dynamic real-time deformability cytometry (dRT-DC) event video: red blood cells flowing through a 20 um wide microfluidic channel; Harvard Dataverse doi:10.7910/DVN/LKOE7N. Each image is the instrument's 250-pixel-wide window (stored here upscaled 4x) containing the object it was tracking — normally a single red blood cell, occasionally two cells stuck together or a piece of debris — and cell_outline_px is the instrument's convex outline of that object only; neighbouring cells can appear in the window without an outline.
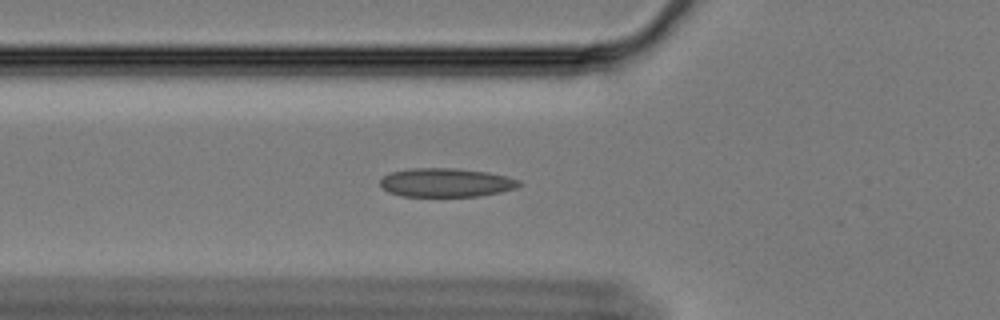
{"species": "Egyptian fruit bat (a non-hibernating species)", "species_latin": "Rousettus aegyptiacus", "temperature_condition": "cold", "stored_images_in_passage": 59, "camera_frame_rate_fps": 3000, "um_per_image_px": 0.085, "animal": {"sex": "female"}, "frame": {"image": 1, "passage_image": 20, "time_ms": 6.333, "image_size_px": [1000, 320], "cell_outline_px": [[524, 184], [516, 188], [500, 192], [480, 196], [400, 196], [388, 192], [380, 184], [380, 180], [384, 176], [392, 172], [412, 168], [456, 168], [488, 172], [520, 180]], "centroid_in_image_um": [37.94, 15.52], "position_along_channel_um": 87.9, "area_um2": 23.29}}
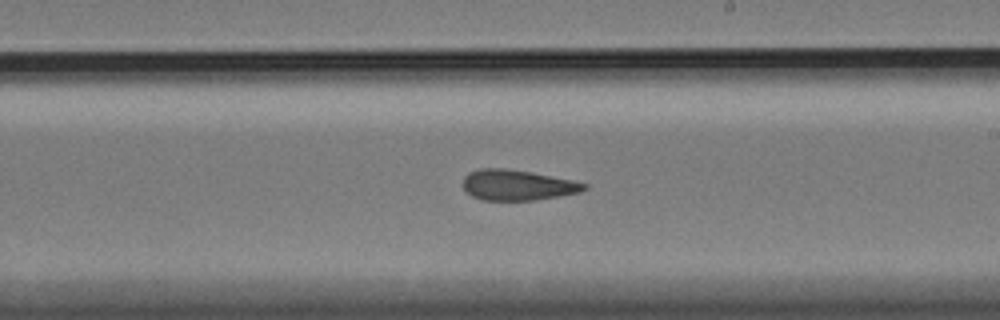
{"frame": {"image": 2, "passage_image": 34, "time_ms": 11.0, "image_size_px": [1000, 320], "cell_outline_px": [[588, 188], [580, 192], [536, 200], [484, 200], [472, 196], [464, 188], [464, 176], [468, 172], [480, 168], [504, 168], [532, 172], [572, 180], [588, 184]], "centroid_in_image_um": [43.99, 15.72], "position_along_channel_um": 245.0, "area_um2": 21.5}}
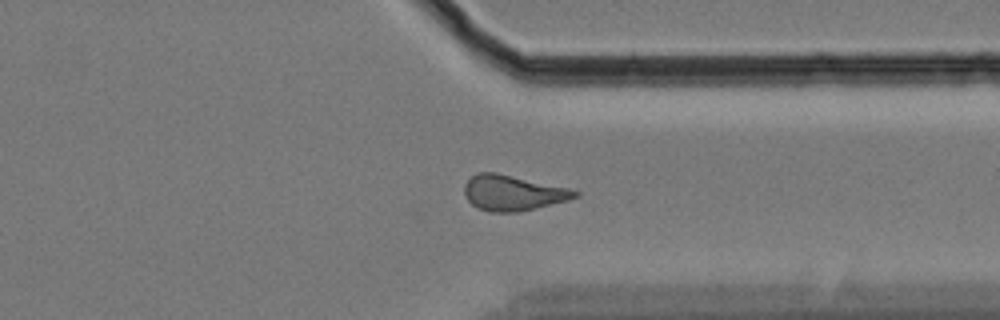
{"frame": {"image": 3, "passage_image": 45, "time_ms": 14.667, "image_size_px": [1000, 320], "cell_outline_px": [[580, 196], [568, 200], [520, 212], [488, 212], [476, 208], [468, 200], [464, 192], [464, 184], [476, 172], [496, 172], [568, 188], [580, 192]], "centroid_in_image_um": [43.57, 16.4], "position_along_channel_um": 367.8, "area_um2": 22.89}, "authors_computed_cell_mechanics": {"area_um2": 22.4264, "velocity_mm_per_s": 3.3515, "shape_relaxation_time_tau1_ms": null, "shape_relaxation_time_tau2_ms": 3.7994, "deformation_change_tau1": null, "deformation_change_tau2": 0.1196}}